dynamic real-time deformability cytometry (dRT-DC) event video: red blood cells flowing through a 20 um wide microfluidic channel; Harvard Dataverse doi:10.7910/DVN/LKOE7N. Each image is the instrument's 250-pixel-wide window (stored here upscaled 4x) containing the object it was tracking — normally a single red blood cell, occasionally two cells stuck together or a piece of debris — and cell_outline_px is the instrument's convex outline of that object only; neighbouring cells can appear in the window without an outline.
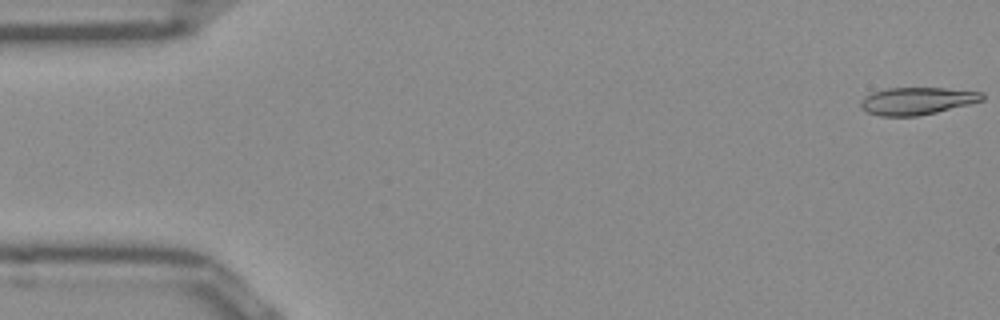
{"species": "Egyptian fruit bat (a non-hibernating species)", "species_latin": "Rousettus aegyptiacus", "temperature_condition": "room temperature", "stored_images_in_passage": 11, "camera_frame_rate_fps": 3000, "um_per_image_px": 0.085, "frame": {"image": 1, "passage_image": 1, "time_ms": 0.0, "image_size_px": [1000, 320], "cell_outline_px": [[984, 100], [936, 112], [916, 116], [880, 116], [868, 112], [860, 108], [860, 104], [872, 92], [888, 88], [944, 88], [984, 92]], "centroid_in_image_um": [77.97, 8.58], "position_along_channel_um": 7.0, "area_um2": 19.13}}